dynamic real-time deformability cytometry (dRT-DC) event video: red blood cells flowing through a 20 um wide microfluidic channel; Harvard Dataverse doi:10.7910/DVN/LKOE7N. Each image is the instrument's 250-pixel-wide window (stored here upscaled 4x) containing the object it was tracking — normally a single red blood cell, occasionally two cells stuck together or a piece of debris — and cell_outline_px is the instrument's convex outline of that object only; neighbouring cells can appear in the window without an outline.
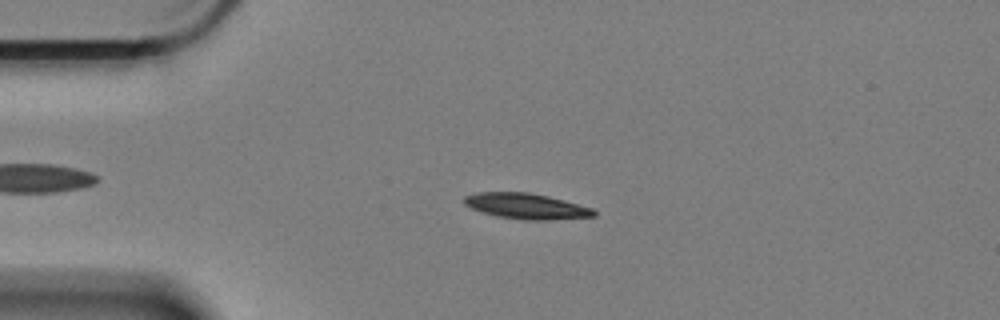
{"species": "Egyptian fruit bat (a non-hibernating species)", "species_latin": "Rousettus aegyptiacus", "temperature_condition": "cold", "stored_images_in_passage": 59, "camera_frame_rate_fps": 3000, "um_per_image_px": 0.085, "animal": {"sex": "female"}, "frame": {"image": 1, "passage_image": 13, "time_ms": 4.0, "image_size_px": [1000, 320], "cell_outline_px": [[596, 216], [552, 220], [524, 220], [496, 216], [472, 208], [464, 204], [464, 196], [476, 192], [528, 192], [548, 196], [564, 200], [592, 208], [596, 212]], "centroid_in_image_um": [44.74, 17.52], "position_along_channel_um": 40.3, "area_um2": 19.36}}
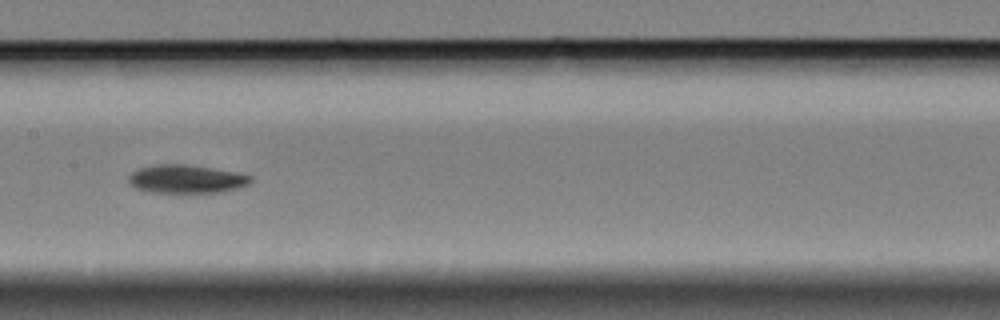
{"frame": {"image": 2, "passage_image": 29, "time_ms": 9.333, "image_size_px": [1000, 320], "cell_outline_px": [[252, 180], [248, 184], [224, 192], [148, 192], [136, 188], [128, 180], [128, 176], [132, 172], [140, 168], [156, 164], [184, 164], [232, 172], [252, 176]], "centroid_in_image_um": [15.8, 15.22], "position_along_channel_um": 191.6, "area_um2": 19.77}}
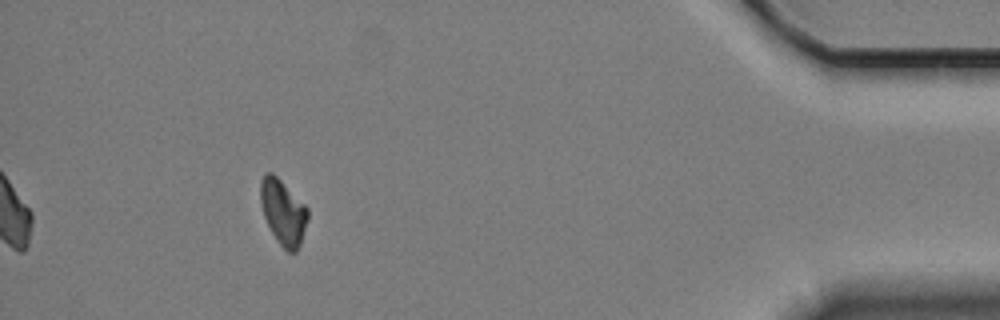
{"frame": {"image": 3, "passage_image": 54, "time_ms": 17.667, "image_size_px": [1000, 320], "cell_outline_px": [[308, 220], [300, 244], [296, 252], [288, 252], [276, 240], [264, 216], [260, 200], [260, 180], [268, 172], [272, 172], [308, 208]], "centroid_in_image_um": [24.07, 18.04], "position_along_channel_um": 411.1, "area_um2": 17.69}, "authors_computed_cell_mechanics": {"area_um2": 19.074, "velocity_mm_per_s": 3.3135, "shape_relaxation_time_tau1_ms": 2.293, "shape_relaxation_time_tau2_ms": null, "deformation_change_tau1": 0.1024, "deformation_change_tau2": null}}